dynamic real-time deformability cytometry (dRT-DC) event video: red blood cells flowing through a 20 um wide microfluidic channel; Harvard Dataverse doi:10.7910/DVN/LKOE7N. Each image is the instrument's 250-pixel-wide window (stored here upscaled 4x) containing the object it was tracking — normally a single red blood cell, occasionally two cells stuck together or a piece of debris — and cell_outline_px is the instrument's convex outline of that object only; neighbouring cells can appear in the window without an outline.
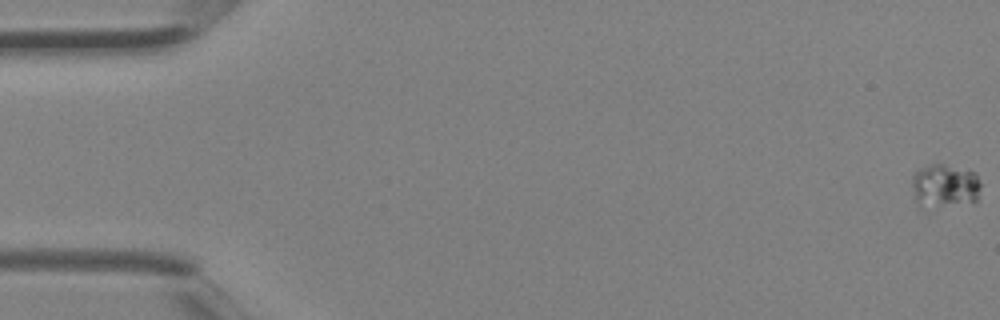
{"species": "Egyptian fruit bat (a non-hibernating species)", "species_latin": "Rousettus aegyptiacus", "temperature_condition": "room temperature", "stored_images_in_passage": 4, "camera_frame_rate_fps": 3000, "um_per_image_px": 0.085, "animal": {"sex": "female"}, "frame": {"image": 1, "passage_image": 1, "time_ms": 0.0, "image_size_px": [1000, 320], "cell_outline_px": [[980, 184], [976, 200], [928, 212], [916, 204], [912, 184], [912, 176], [920, 168], [932, 164], [944, 164], [968, 168], [976, 172]], "centroid_in_image_um": [80.27, 15.84], "position_along_channel_um": 4.7, "area_um2": 18.32}}
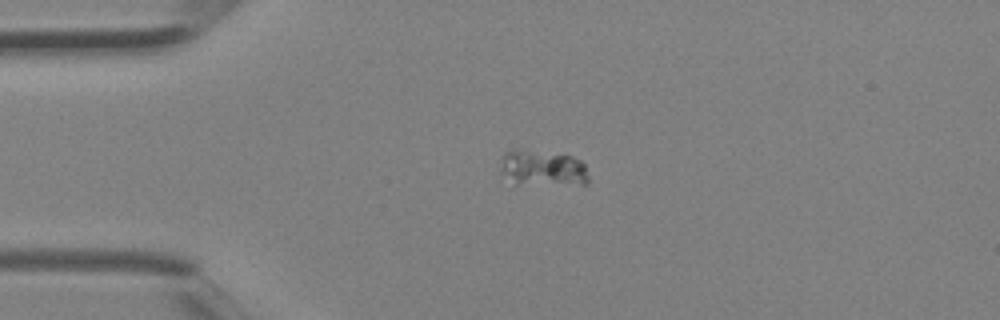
{"frame": {"image": 2, "passage_image": 4, "time_ms": 1.0, "image_size_px": [1000, 320], "cell_outline_px": [[588, 184], [516, 184], [500, 172], [500, 156], [504, 152], [520, 148], [572, 156], [580, 160], [584, 164], [588, 176]], "centroid_in_image_um": [46.08, 14.27], "position_along_channel_um": 38.9, "area_um2": 18.67}}